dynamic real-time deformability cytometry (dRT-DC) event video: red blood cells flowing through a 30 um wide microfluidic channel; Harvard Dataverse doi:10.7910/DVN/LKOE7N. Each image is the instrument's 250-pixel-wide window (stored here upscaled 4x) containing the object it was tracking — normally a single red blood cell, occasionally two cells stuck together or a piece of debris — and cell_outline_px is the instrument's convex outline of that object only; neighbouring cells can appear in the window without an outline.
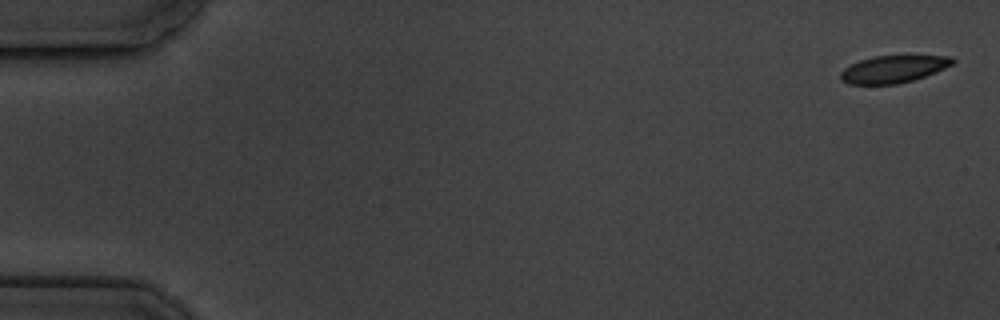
{"species": "common noctule bat (a hibernating species)", "species_latin": "Nyctalus noctula", "temperature_condition": "cold", "stored_images_in_passage": 7, "camera_frame_rate_fps": 3000, "um_per_image_px": 0.085, "animal": {"sex": "male", "body_mass_g": 19.5, "forearm_length_mm": 54.6}, "frame": {"image": 1, "passage_image": 1, "time_ms": 0.0, "image_size_px": [1000, 320], "cell_outline_px": [[956, 60], [952, 64], [936, 72], [912, 80], [896, 84], [848, 84], [840, 80], [840, 72], [844, 68], [860, 60], [876, 56], [952, 56]], "centroid_in_image_um": [75.92, 5.88], "position_along_channel_um": 9.1, "area_um2": 17.63}}
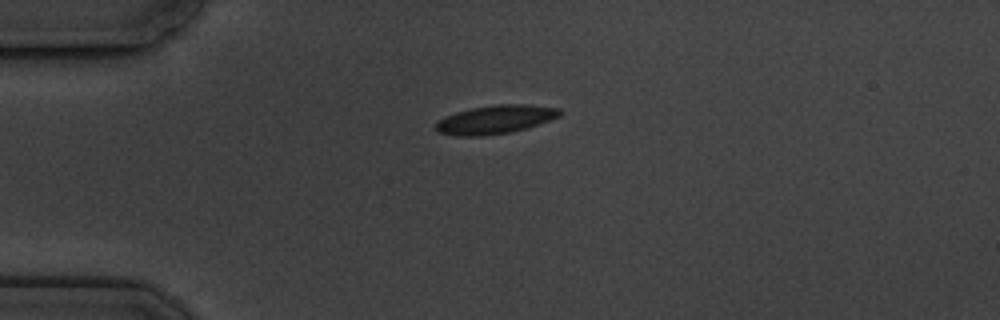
{"frame": {"image": 2, "passage_image": 5, "time_ms": 4.333, "image_size_px": [1000, 320], "cell_outline_px": [[560, 116], [528, 128], [512, 132], [484, 136], [456, 136], [436, 132], [436, 124], [440, 120], [456, 112], [472, 108], [496, 104], [528, 104], [560, 108]], "centroid_in_image_um": [42.13, 10.16], "position_along_channel_um": 42.9, "area_um2": 20.63}}